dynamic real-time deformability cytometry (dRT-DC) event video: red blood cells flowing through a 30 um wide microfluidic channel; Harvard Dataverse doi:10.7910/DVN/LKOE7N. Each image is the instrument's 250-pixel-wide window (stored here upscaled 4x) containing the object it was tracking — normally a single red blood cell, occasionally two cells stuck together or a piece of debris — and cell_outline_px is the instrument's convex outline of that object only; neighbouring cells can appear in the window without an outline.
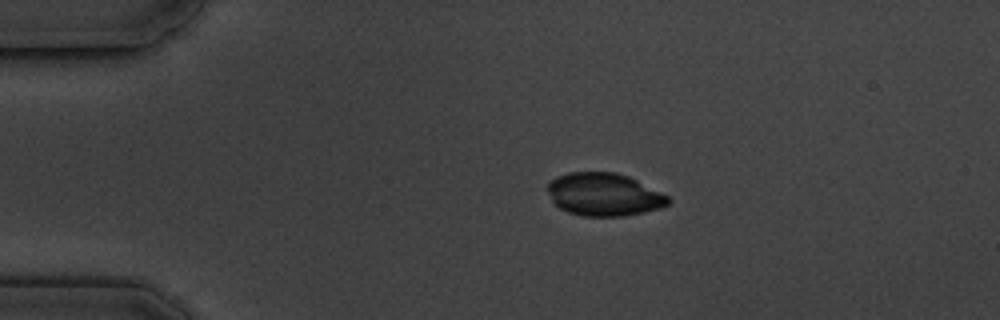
{"species": "common noctule bat (a hibernating species)", "species_latin": "Nyctalus noctula", "temperature_condition": "cold", "stored_images_in_passage": 9, "camera_frame_rate_fps": 3000, "um_per_image_px": 0.085, "animal": {"sex": "male", "body_mass_g": 19.5, "forearm_length_mm": 54.6}, "frame": {"image": 1, "passage_image": 1, "time_ms": 0.0, "image_size_px": [1000, 320], "cell_outline_px": [[672, 200], [668, 204], [660, 208], [644, 212], [624, 216], [584, 216], [568, 212], [560, 208], [552, 200], [548, 192], [548, 184], [556, 176], [568, 172], [616, 172], [628, 176], [668, 196]], "centroid_in_image_um": [51.34, 16.53], "position_along_channel_um": 33.7, "area_um2": 30.0}}